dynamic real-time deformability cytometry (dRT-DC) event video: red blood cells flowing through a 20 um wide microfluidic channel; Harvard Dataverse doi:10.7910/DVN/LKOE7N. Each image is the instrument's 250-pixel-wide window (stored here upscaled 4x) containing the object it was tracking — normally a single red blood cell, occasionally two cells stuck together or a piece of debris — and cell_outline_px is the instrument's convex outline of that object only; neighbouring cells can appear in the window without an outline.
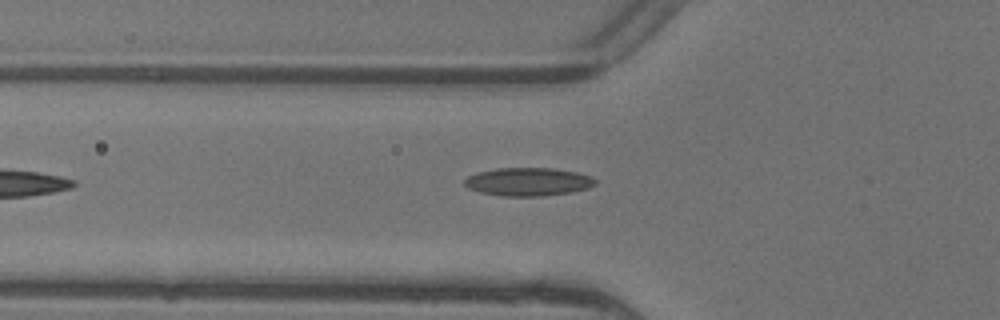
{"species": "common noctule bat (a hibernating species)", "species_latin": "Nyctalus noctula", "temperature_condition": "warm", "stored_images_in_passage": 5, "camera_frame_rate_fps": 3000, "um_per_image_px": 0.085, "animal": {"sex": "female"}, "frame": {"image": 1, "passage_image": 5, "time_ms": 1.333, "image_size_px": [1000, 320], "cell_outline_px": [[596, 184], [588, 188], [572, 192], [544, 196], [500, 196], [480, 192], [468, 188], [464, 184], [464, 180], [468, 176], [476, 172], [496, 168], [552, 168], [576, 172], [592, 176], [596, 180]], "centroid_in_image_um": [44.89, 15.45], "position_along_channel_um": 80.9, "area_um2": 21.68}}